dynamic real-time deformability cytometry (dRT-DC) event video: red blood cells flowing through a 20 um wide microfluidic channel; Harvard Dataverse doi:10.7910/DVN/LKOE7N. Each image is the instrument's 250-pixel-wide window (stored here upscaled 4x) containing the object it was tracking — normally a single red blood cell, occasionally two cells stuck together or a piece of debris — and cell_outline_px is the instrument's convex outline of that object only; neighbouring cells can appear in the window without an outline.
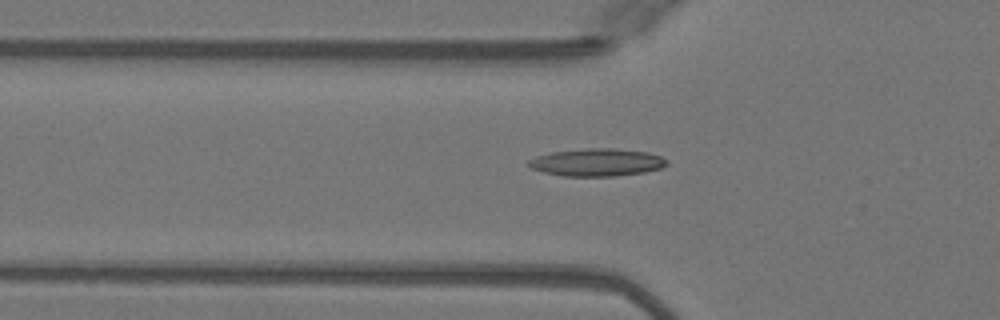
{"species": "Egyptian fruit bat (a non-hibernating species)", "species_latin": "Rousettus aegyptiacus", "temperature_condition": "warm", "stored_images_in_passage": 51, "camera_frame_rate_fps": 3000, "um_per_image_px": 0.085, "animal": {"sex": "female"}, "frame": {"image": 1, "passage_image": 18, "time_ms": 5.667, "image_size_px": [1000, 320], "cell_outline_px": [[668, 164], [660, 168], [644, 172], [612, 176], [564, 176], [544, 172], [532, 168], [528, 164], [528, 160], [536, 156], [552, 152], [584, 148], [612, 148], [648, 152], [660, 156], [668, 160]], "centroid_in_image_um": [50.74, 13.79], "position_along_channel_um": 75.1, "area_um2": 22.14}}
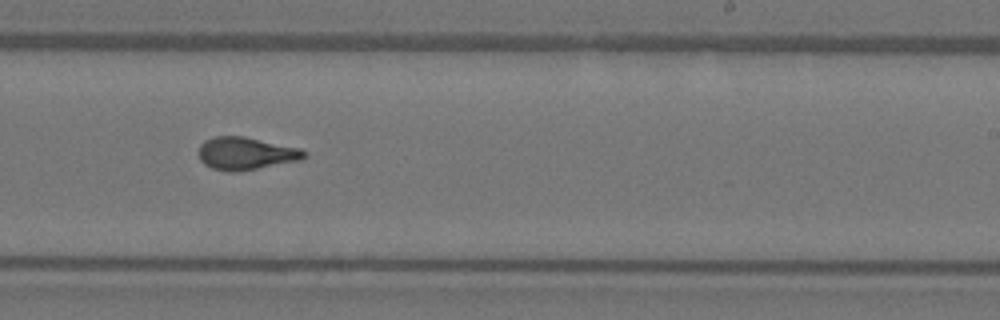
{"frame": {"image": 2, "passage_image": 32, "time_ms": 10.333, "image_size_px": [1000, 320], "cell_outline_px": [[308, 156], [304, 160], [240, 172], [232, 172], [212, 168], [204, 164], [200, 160], [200, 144], [204, 140], [216, 136], [244, 136], [300, 148], [308, 152]], "centroid_in_image_um": [20.97, 13.05], "position_along_channel_um": 268.0, "area_um2": 20.4}}
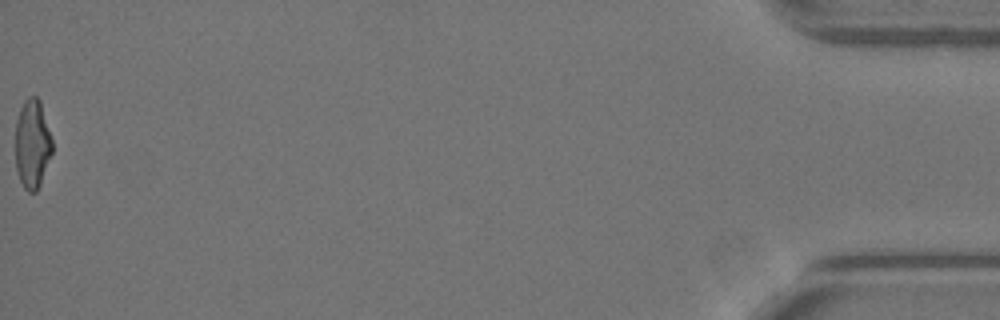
{"frame": {"image": 3, "passage_image": 51, "time_ms": 16.667, "image_size_px": [1000, 320], "cell_outline_px": [[52, 152], [40, 184], [36, 192], [28, 192], [24, 188], [20, 180], [16, 168], [16, 120], [20, 108], [24, 100], [28, 96], [36, 96], [40, 100], [52, 140]], "centroid_in_image_um": [2.74, 12.22], "position_along_channel_um": 432.5, "area_um2": 19.02}, "authors_computed_cell_mechanics": {"area_um2": 19.8832, "velocity_mm_per_s": 4.1161, "shape_relaxation_time_tau1_ms": 6.7979, "shape_relaxation_time_tau2_ms": 1.2547, "deformation_change_tau1": 0.2306, "deformation_change_tau2": 0.0966}}